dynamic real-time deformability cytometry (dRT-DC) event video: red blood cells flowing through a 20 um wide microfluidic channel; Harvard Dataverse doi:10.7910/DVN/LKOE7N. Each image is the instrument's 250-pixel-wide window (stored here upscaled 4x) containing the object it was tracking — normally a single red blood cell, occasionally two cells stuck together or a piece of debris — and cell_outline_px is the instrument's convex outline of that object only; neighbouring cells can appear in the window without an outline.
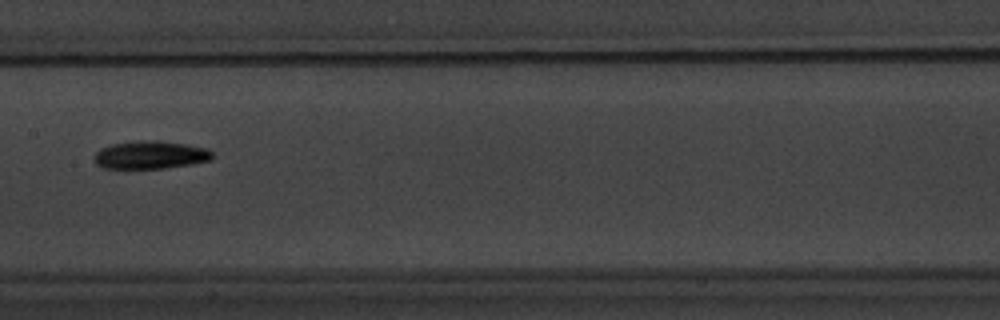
{"species": "common noctule bat (a hibernating species)", "species_latin": "Nyctalus noctula", "temperature_condition": "warm", "stored_images_in_passage": 15, "camera_frame_rate_fps": 3000, "um_per_image_px": 0.085, "animal": {"sex": "male", "body_mass_g": 20.1, "forearm_length_mm": 53.5}, "frame": {"image": 1, "passage_image": 9, "time_ms": 10.333, "image_size_px": [1000, 320], "cell_outline_px": [[212, 160], [192, 164], [164, 168], [104, 168], [96, 164], [92, 160], [96, 152], [100, 148], [112, 144], [144, 140], [160, 140], [188, 144], [208, 148], [212, 152]], "centroid_in_image_um": [12.8, 13.16], "position_along_channel_um": 194.6, "area_um2": 19.42}}
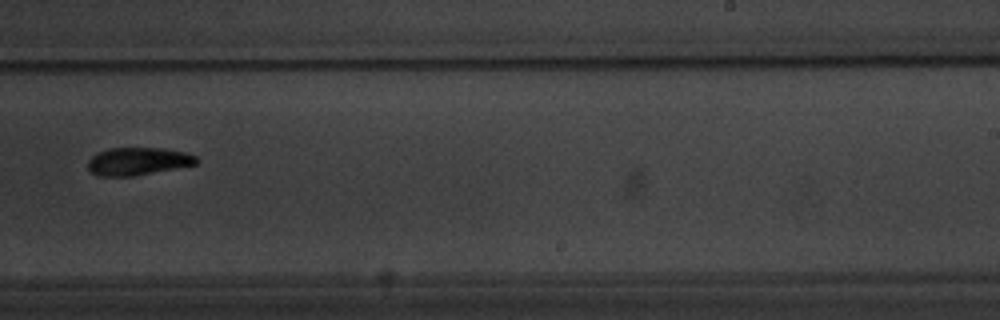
{"frame": {"image": 2, "passage_image": 11, "time_ms": 12.667, "image_size_px": [1000, 320], "cell_outline_px": [[200, 160], [196, 164], [136, 176], [96, 176], [88, 172], [88, 160], [96, 152], [108, 148], [164, 148], [184, 152], [196, 156]], "centroid_in_image_um": [11.68, 13.71], "position_along_channel_um": 277.3, "area_um2": 17.8}}
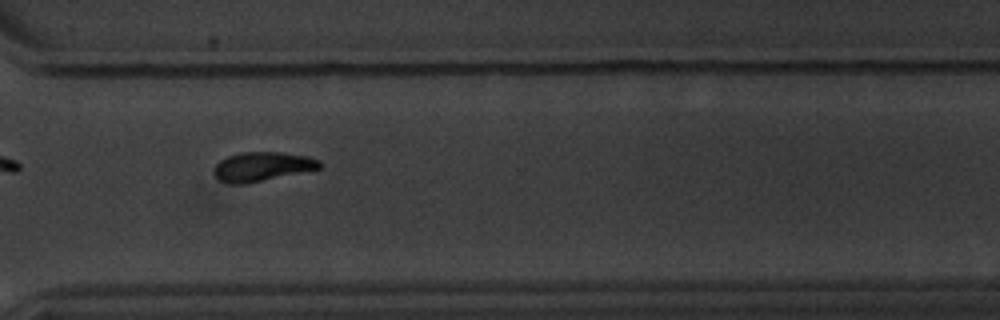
{"frame": {"image": 3, "passage_image": 13, "time_ms": 14.667, "image_size_px": [1000, 320], "cell_outline_px": [[320, 168], [244, 184], [232, 184], [220, 180], [212, 172], [216, 164], [220, 160], [228, 156], [240, 152], [280, 152], [308, 156], [320, 160]], "centroid_in_image_um": [22.25, 14.14], "position_along_channel_um": 348.3, "area_um2": 17.74}, "authors_computed_cell_mechanics": {"area_um2": 18.207, "velocity_mm_per_s": 3.5517, "shape_relaxation_time_tau1_ms": 3.1685, "shape_relaxation_time_tau2_ms": 4.3041, "deformation_change_tau1": 0.1299, "deformation_change_tau2": 0.0998}}